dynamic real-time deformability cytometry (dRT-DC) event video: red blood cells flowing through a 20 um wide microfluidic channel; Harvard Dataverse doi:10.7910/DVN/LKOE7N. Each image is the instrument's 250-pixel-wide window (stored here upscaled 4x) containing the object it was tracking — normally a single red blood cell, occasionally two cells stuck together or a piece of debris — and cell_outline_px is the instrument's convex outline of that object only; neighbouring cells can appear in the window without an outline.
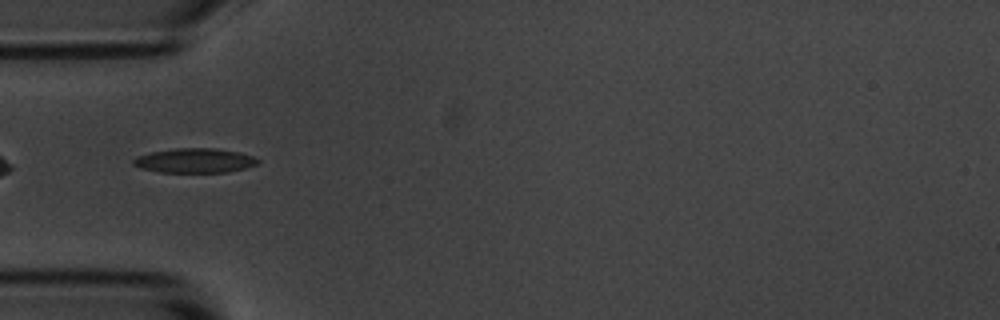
{"species": "common noctule bat (a hibernating species)", "species_latin": "Nyctalus noctula", "temperature_condition": "room temperature", "stored_images_in_passage": 3, "camera_frame_rate_fps": 3000, "um_per_image_px": 0.085, "animal": {"sex": "male", "body_mass_g": 20.1, "forearm_length_mm": 53.5}, "frame": {"image": 1, "passage_image": 1, "time_ms": 0.0, "image_size_px": [1000, 320], "cell_outline_px": [[260, 160], [256, 164], [244, 168], [228, 172], [160, 172], [140, 168], [132, 164], [132, 160], [136, 156], [152, 152], [176, 148], [216, 148], [240, 152], [252, 156]], "centroid_in_image_um": [16.53, 13.64], "position_along_channel_um": 68.5, "area_um2": 17.74}}
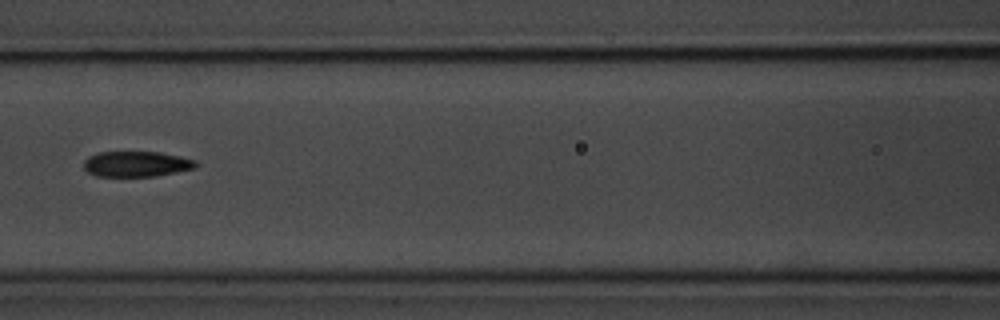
{"frame": {"image": 2, "passage_image": 3, "time_ms": 2.333, "image_size_px": [1000, 320], "cell_outline_px": [[200, 164], [196, 168], [156, 176], [96, 176], [88, 172], [84, 168], [84, 160], [88, 156], [96, 152], [160, 152], [180, 156], [196, 160]], "centroid_in_image_um": [11.62, 13.93], "position_along_channel_um": 155.0, "area_um2": 16.82}}